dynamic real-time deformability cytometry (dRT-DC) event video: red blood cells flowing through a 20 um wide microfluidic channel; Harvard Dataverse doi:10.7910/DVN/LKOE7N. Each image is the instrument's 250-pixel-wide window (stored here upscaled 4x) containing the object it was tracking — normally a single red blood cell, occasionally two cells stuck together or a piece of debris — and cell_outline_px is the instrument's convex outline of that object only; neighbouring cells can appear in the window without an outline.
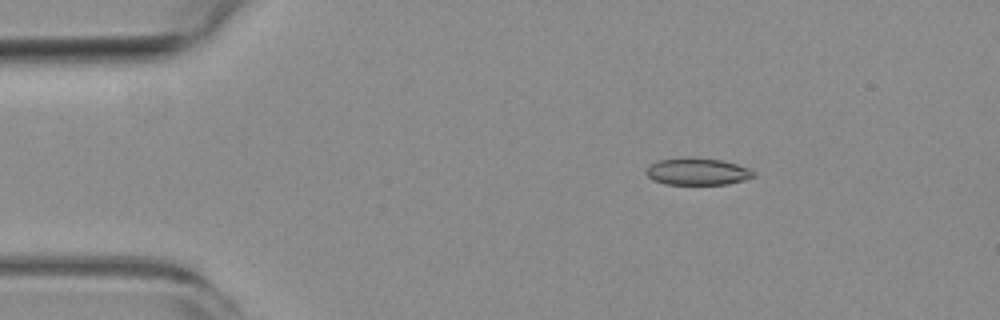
{"species": "common noctule bat (a hibernating species)", "species_latin": "Nyctalus noctula", "temperature_condition": "room temperature", "stored_images_in_passage": 5, "camera_frame_rate_fps": 3000, "um_per_image_px": 0.085, "animal": {"sex": "female", "body_mass_g": 19.3, "forearm_length_mm": 54.1}, "frame": {"image": 1, "passage_image": 2, "time_ms": 1.333, "image_size_px": [1000, 320], "cell_outline_px": [[756, 176], [744, 180], [728, 184], [664, 184], [652, 180], [644, 172], [648, 164], [656, 160], [720, 160], [736, 164], [748, 168], [756, 172]], "centroid_in_image_um": [59.27, 14.63], "position_along_channel_um": 25.7, "area_um2": 16.36}}